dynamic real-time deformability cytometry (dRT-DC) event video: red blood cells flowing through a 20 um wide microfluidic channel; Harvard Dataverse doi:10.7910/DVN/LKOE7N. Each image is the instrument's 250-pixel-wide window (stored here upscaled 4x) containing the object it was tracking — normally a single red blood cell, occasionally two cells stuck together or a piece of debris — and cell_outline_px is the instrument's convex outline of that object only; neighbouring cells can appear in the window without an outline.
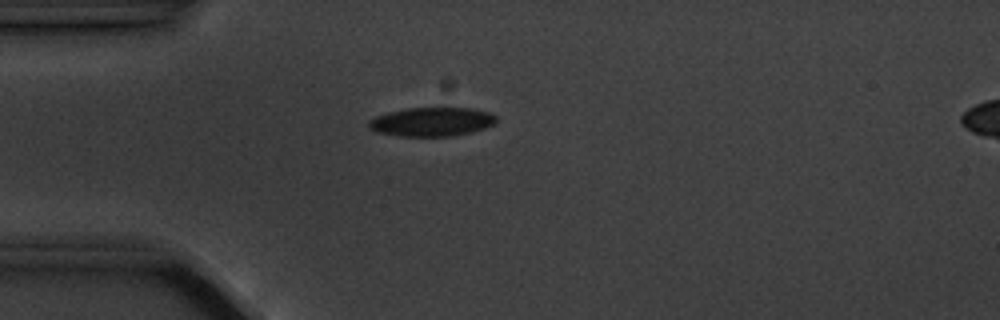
{"species": "common noctule bat (a hibernating species)", "species_latin": "Nyctalus noctula", "temperature_condition": "cold", "stored_images_in_passage": 12, "camera_frame_rate_fps": 3000, "um_per_image_px": 0.085, "animal": {"sex": "male", "body_mass_g": 20.1, "forearm_length_mm": 53.5}, "frame": {"image": 1, "passage_image": 1, "time_ms": 0.0, "image_size_px": [1000, 320], "cell_outline_px": [[496, 124], [472, 132], [448, 136], [400, 136], [376, 132], [368, 128], [368, 120], [376, 116], [388, 112], [408, 108], [472, 108], [488, 112], [496, 116]], "centroid_in_image_um": [36.68, 10.35], "position_along_channel_um": 48.3, "area_um2": 21.5}}
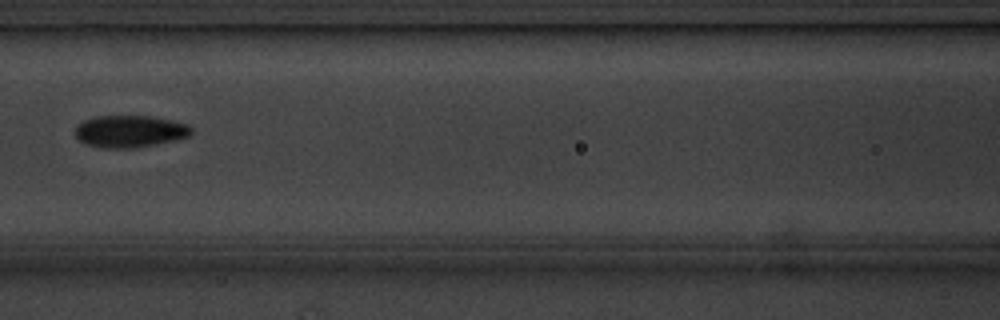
{"frame": {"image": 2, "passage_image": 4, "time_ms": 3.333, "image_size_px": [1000, 320], "cell_outline_px": [[192, 132], [188, 136], [176, 140], [156, 144], [128, 148], [108, 148], [88, 144], [80, 140], [76, 136], [76, 124], [84, 120], [96, 116], [152, 116], [188, 124], [192, 128]], "centroid_in_image_um": [11.05, 11.15], "position_along_channel_um": 155.6, "area_um2": 21.5}}
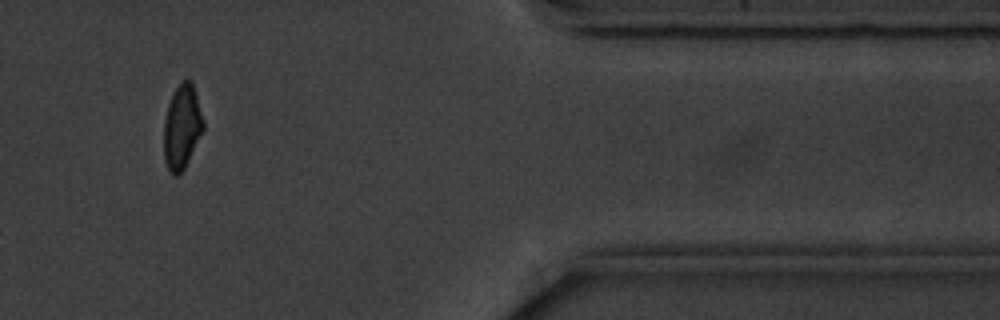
{"frame": {"image": 3, "passage_image": 10, "time_ms": 11.0, "image_size_px": [1000, 320], "cell_outline_px": [[204, 132], [184, 168], [176, 176], [172, 176], [164, 160], [164, 120], [168, 104], [180, 80], [188, 80], [192, 84], [204, 120]], "centroid_in_image_um": [15.47, 10.82], "position_along_channel_um": 395.9, "area_um2": 19.36}, "authors_computed_cell_mechanics": {"area_um2": 20.9814, "velocity_mm_per_s": 3.5549, "shape_relaxation_time_tau1_ms": 3.4676, "shape_relaxation_time_tau2_ms": 5.2825, "deformation_change_tau1": 0.1117, "deformation_change_tau2": 0.0817}}